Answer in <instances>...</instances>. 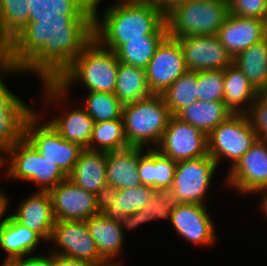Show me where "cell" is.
Wrapping results in <instances>:
<instances>
[{
	"label": "cell",
	"instance_id": "1",
	"mask_svg": "<svg viewBox=\"0 0 267 266\" xmlns=\"http://www.w3.org/2000/svg\"><path fill=\"white\" fill-rule=\"evenodd\" d=\"M94 16H49L29 21L6 46L11 68L56 82L94 39Z\"/></svg>",
	"mask_w": 267,
	"mask_h": 266
},
{
	"label": "cell",
	"instance_id": "2",
	"mask_svg": "<svg viewBox=\"0 0 267 266\" xmlns=\"http://www.w3.org/2000/svg\"><path fill=\"white\" fill-rule=\"evenodd\" d=\"M118 2V3H117ZM100 1H93L94 39L104 48L115 51L128 39L149 34H168L165 12L154 0H119L107 6L99 18Z\"/></svg>",
	"mask_w": 267,
	"mask_h": 266
},
{
	"label": "cell",
	"instance_id": "3",
	"mask_svg": "<svg viewBox=\"0 0 267 266\" xmlns=\"http://www.w3.org/2000/svg\"><path fill=\"white\" fill-rule=\"evenodd\" d=\"M118 67L116 53L93 39L56 82H42V103L50 107L60 101L66 104L63 107L71 106L69 91L77 82L84 84L87 91L114 93Z\"/></svg>",
	"mask_w": 267,
	"mask_h": 266
},
{
	"label": "cell",
	"instance_id": "4",
	"mask_svg": "<svg viewBox=\"0 0 267 266\" xmlns=\"http://www.w3.org/2000/svg\"><path fill=\"white\" fill-rule=\"evenodd\" d=\"M171 116L161 94H152L136 102L124 104L122 118L129 146L156 148Z\"/></svg>",
	"mask_w": 267,
	"mask_h": 266
},
{
	"label": "cell",
	"instance_id": "5",
	"mask_svg": "<svg viewBox=\"0 0 267 266\" xmlns=\"http://www.w3.org/2000/svg\"><path fill=\"white\" fill-rule=\"evenodd\" d=\"M228 14V0L179 2L165 13L168 35L174 38L217 35Z\"/></svg>",
	"mask_w": 267,
	"mask_h": 266
},
{
	"label": "cell",
	"instance_id": "6",
	"mask_svg": "<svg viewBox=\"0 0 267 266\" xmlns=\"http://www.w3.org/2000/svg\"><path fill=\"white\" fill-rule=\"evenodd\" d=\"M4 155V156H3ZM6 164V176L10 179L36 184V191L49 192L68 176L53 162L44 158L23 137L1 155V168Z\"/></svg>",
	"mask_w": 267,
	"mask_h": 266
},
{
	"label": "cell",
	"instance_id": "7",
	"mask_svg": "<svg viewBox=\"0 0 267 266\" xmlns=\"http://www.w3.org/2000/svg\"><path fill=\"white\" fill-rule=\"evenodd\" d=\"M41 114L35 110L27 118L24 137L44 158L56 164L68 176L84 148L66 141L49 121L44 122V114Z\"/></svg>",
	"mask_w": 267,
	"mask_h": 266
},
{
	"label": "cell",
	"instance_id": "8",
	"mask_svg": "<svg viewBox=\"0 0 267 266\" xmlns=\"http://www.w3.org/2000/svg\"><path fill=\"white\" fill-rule=\"evenodd\" d=\"M208 155L219 167L221 158L228 159L231 169L258 141L259 137L245 113H233L208 135Z\"/></svg>",
	"mask_w": 267,
	"mask_h": 266
},
{
	"label": "cell",
	"instance_id": "9",
	"mask_svg": "<svg viewBox=\"0 0 267 266\" xmlns=\"http://www.w3.org/2000/svg\"><path fill=\"white\" fill-rule=\"evenodd\" d=\"M217 167L210 155L177 161L171 189L180 203L205 205L206 194Z\"/></svg>",
	"mask_w": 267,
	"mask_h": 266
},
{
	"label": "cell",
	"instance_id": "10",
	"mask_svg": "<svg viewBox=\"0 0 267 266\" xmlns=\"http://www.w3.org/2000/svg\"><path fill=\"white\" fill-rule=\"evenodd\" d=\"M227 173L226 187L240 195L261 193L267 188V140L258 139Z\"/></svg>",
	"mask_w": 267,
	"mask_h": 266
},
{
	"label": "cell",
	"instance_id": "11",
	"mask_svg": "<svg viewBox=\"0 0 267 266\" xmlns=\"http://www.w3.org/2000/svg\"><path fill=\"white\" fill-rule=\"evenodd\" d=\"M155 149L176 162L195 159L208 155V139L200 129L172 115Z\"/></svg>",
	"mask_w": 267,
	"mask_h": 266
},
{
	"label": "cell",
	"instance_id": "12",
	"mask_svg": "<svg viewBox=\"0 0 267 266\" xmlns=\"http://www.w3.org/2000/svg\"><path fill=\"white\" fill-rule=\"evenodd\" d=\"M187 70L178 39L167 35L145 68L151 93L162 94Z\"/></svg>",
	"mask_w": 267,
	"mask_h": 266
},
{
	"label": "cell",
	"instance_id": "13",
	"mask_svg": "<svg viewBox=\"0 0 267 266\" xmlns=\"http://www.w3.org/2000/svg\"><path fill=\"white\" fill-rule=\"evenodd\" d=\"M57 249L49 251L91 264L105 261L99 254L86 221H55L49 243ZM55 242V243H54Z\"/></svg>",
	"mask_w": 267,
	"mask_h": 266
},
{
	"label": "cell",
	"instance_id": "14",
	"mask_svg": "<svg viewBox=\"0 0 267 266\" xmlns=\"http://www.w3.org/2000/svg\"><path fill=\"white\" fill-rule=\"evenodd\" d=\"M186 68L190 71L225 70L233 58L217 35H197L177 38Z\"/></svg>",
	"mask_w": 267,
	"mask_h": 266
},
{
	"label": "cell",
	"instance_id": "15",
	"mask_svg": "<svg viewBox=\"0 0 267 266\" xmlns=\"http://www.w3.org/2000/svg\"><path fill=\"white\" fill-rule=\"evenodd\" d=\"M56 221H86L98 213L95 194L85 191L69 178L49 191Z\"/></svg>",
	"mask_w": 267,
	"mask_h": 266
},
{
	"label": "cell",
	"instance_id": "16",
	"mask_svg": "<svg viewBox=\"0 0 267 266\" xmlns=\"http://www.w3.org/2000/svg\"><path fill=\"white\" fill-rule=\"evenodd\" d=\"M174 230L193 245L211 246L217 241L216 229L206 205L181 203L171 212Z\"/></svg>",
	"mask_w": 267,
	"mask_h": 266
},
{
	"label": "cell",
	"instance_id": "17",
	"mask_svg": "<svg viewBox=\"0 0 267 266\" xmlns=\"http://www.w3.org/2000/svg\"><path fill=\"white\" fill-rule=\"evenodd\" d=\"M34 111L0 79V155L24 137L25 122Z\"/></svg>",
	"mask_w": 267,
	"mask_h": 266
},
{
	"label": "cell",
	"instance_id": "18",
	"mask_svg": "<svg viewBox=\"0 0 267 266\" xmlns=\"http://www.w3.org/2000/svg\"><path fill=\"white\" fill-rule=\"evenodd\" d=\"M217 36L229 55L234 58L243 50L267 37V24L262 19L228 14Z\"/></svg>",
	"mask_w": 267,
	"mask_h": 266
},
{
	"label": "cell",
	"instance_id": "19",
	"mask_svg": "<svg viewBox=\"0 0 267 266\" xmlns=\"http://www.w3.org/2000/svg\"><path fill=\"white\" fill-rule=\"evenodd\" d=\"M9 214L16 222L37 233L45 242L51 238L55 218L49 192L35 191Z\"/></svg>",
	"mask_w": 267,
	"mask_h": 266
},
{
	"label": "cell",
	"instance_id": "20",
	"mask_svg": "<svg viewBox=\"0 0 267 266\" xmlns=\"http://www.w3.org/2000/svg\"><path fill=\"white\" fill-rule=\"evenodd\" d=\"M138 147V172L143 185L156 189L171 188L176 161L161 154L157 149Z\"/></svg>",
	"mask_w": 267,
	"mask_h": 266
},
{
	"label": "cell",
	"instance_id": "21",
	"mask_svg": "<svg viewBox=\"0 0 267 266\" xmlns=\"http://www.w3.org/2000/svg\"><path fill=\"white\" fill-rule=\"evenodd\" d=\"M107 153L83 149L68 178L85 191L96 192L107 184Z\"/></svg>",
	"mask_w": 267,
	"mask_h": 266
},
{
	"label": "cell",
	"instance_id": "22",
	"mask_svg": "<svg viewBox=\"0 0 267 266\" xmlns=\"http://www.w3.org/2000/svg\"><path fill=\"white\" fill-rule=\"evenodd\" d=\"M86 225L100 256L105 261H115L122 255L125 237L120 222L99 213L86 220Z\"/></svg>",
	"mask_w": 267,
	"mask_h": 266
},
{
	"label": "cell",
	"instance_id": "23",
	"mask_svg": "<svg viewBox=\"0 0 267 266\" xmlns=\"http://www.w3.org/2000/svg\"><path fill=\"white\" fill-rule=\"evenodd\" d=\"M106 179L107 184L117 189L142 185L138 172V147L107 152Z\"/></svg>",
	"mask_w": 267,
	"mask_h": 266
},
{
	"label": "cell",
	"instance_id": "24",
	"mask_svg": "<svg viewBox=\"0 0 267 266\" xmlns=\"http://www.w3.org/2000/svg\"><path fill=\"white\" fill-rule=\"evenodd\" d=\"M179 199L175 196L171 188L156 189L150 200L139 211L124 215L121 219V229L135 230L140 225L157 219H168L170 221L171 212L180 205Z\"/></svg>",
	"mask_w": 267,
	"mask_h": 266
},
{
	"label": "cell",
	"instance_id": "25",
	"mask_svg": "<svg viewBox=\"0 0 267 266\" xmlns=\"http://www.w3.org/2000/svg\"><path fill=\"white\" fill-rule=\"evenodd\" d=\"M42 238L18 222L10 215L0 230V249L7 253L5 260H21L33 256Z\"/></svg>",
	"mask_w": 267,
	"mask_h": 266
},
{
	"label": "cell",
	"instance_id": "26",
	"mask_svg": "<svg viewBox=\"0 0 267 266\" xmlns=\"http://www.w3.org/2000/svg\"><path fill=\"white\" fill-rule=\"evenodd\" d=\"M257 94L248 78L233 62L224 70L223 102L232 113L246 114Z\"/></svg>",
	"mask_w": 267,
	"mask_h": 266
},
{
	"label": "cell",
	"instance_id": "27",
	"mask_svg": "<svg viewBox=\"0 0 267 266\" xmlns=\"http://www.w3.org/2000/svg\"><path fill=\"white\" fill-rule=\"evenodd\" d=\"M68 108H64L65 113L48 121L66 141L77 143L84 149L88 148L95 122L83 107Z\"/></svg>",
	"mask_w": 267,
	"mask_h": 266
},
{
	"label": "cell",
	"instance_id": "28",
	"mask_svg": "<svg viewBox=\"0 0 267 266\" xmlns=\"http://www.w3.org/2000/svg\"><path fill=\"white\" fill-rule=\"evenodd\" d=\"M233 113L223 101H195L181 109L175 116L208 135Z\"/></svg>",
	"mask_w": 267,
	"mask_h": 266
},
{
	"label": "cell",
	"instance_id": "29",
	"mask_svg": "<svg viewBox=\"0 0 267 266\" xmlns=\"http://www.w3.org/2000/svg\"><path fill=\"white\" fill-rule=\"evenodd\" d=\"M257 92H267V37L233 58Z\"/></svg>",
	"mask_w": 267,
	"mask_h": 266
},
{
	"label": "cell",
	"instance_id": "30",
	"mask_svg": "<svg viewBox=\"0 0 267 266\" xmlns=\"http://www.w3.org/2000/svg\"><path fill=\"white\" fill-rule=\"evenodd\" d=\"M114 95L123 105L152 95L145 69L119 62Z\"/></svg>",
	"mask_w": 267,
	"mask_h": 266
},
{
	"label": "cell",
	"instance_id": "31",
	"mask_svg": "<svg viewBox=\"0 0 267 266\" xmlns=\"http://www.w3.org/2000/svg\"><path fill=\"white\" fill-rule=\"evenodd\" d=\"M31 0H0V45L7 46L29 22Z\"/></svg>",
	"mask_w": 267,
	"mask_h": 266
},
{
	"label": "cell",
	"instance_id": "32",
	"mask_svg": "<svg viewBox=\"0 0 267 266\" xmlns=\"http://www.w3.org/2000/svg\"><path fill=\"white\" fill-rule=\"evenodd\" d=\"M167 35L149 34L145 38L128 39V42L120 45L114 52L119 62L145 69Z\"/></svg>",
	"mask_w": 267,
	"mask_h": 266
},
{
	"label": "cell",
	"instance_id": "33",
	"mask_svg": "<svg viewBox=\"0 0 267 266\" xmlns=\"http://www.w3.org/2000/svg\"><path fill=\"white\" fill-rule=\"evenodd\" d=\"M93 0H31L29 21L49 16H94Z\"/></svg>",
	"mask_w": 267,
	"mask_h": 266
},
{
	"label": "cell",
	"instance_id": "34",
	"mask_svg": "<svg viewBox=\"0 0 267 266\" xmlns=\"http://www.w3.org/2000/svg\"><path fill=\"white\" fill-rule=\"evenodd\" d=\"M155 189L146 185L118 189L112 204L102 213L108 219L120 222L124 215L133 214L143 208Z\"/></svg>",
	"mask_w": 267,
	"mask_h": 266
},
{
	"label": "cell",
	"instance_id": "35",
	"mask_svg": "<svg viewBox=\"0 0 267 266\" xmlns=\"http://www.w3.org/2000/svg\"><path fill=\"white\" fill-rule=\"evenodd\" d=\"M130 147L124 132L123 118L94 123L87 149L113 152Z\"/></svg>",
	"mask_w": 267,
	"mask_h": 266
},
{
	"label": "cell",
	"instance_id": "36",
	"mask_svg": "<svg viewBox=\"0 0 267 266\" xmlns=\"http://www.w3.org/2000/svg\"><path fill=\"white\" fill-rule=\"evenodd\" d=\"M172 115L198 100L197 72L187 70L162 94Z\"/></svg>",
	"mask_w": 267,
	"mask_h": 266
},
{
	"label": "cell",
	"instance_id": "37",
	"mask_svg": "<svg viewBox=\"0 0 267 266\" xmlns=\"http://www.w3.org/2000/svg\"><path fill=\"white\" fill-rule=\"evenodd\" d=\"M83 108L98 123L120 119L123 104L114 93L89 91Z\"/></svg>",
	"mask_w": 267,
	"mask_h": 266
},
{
	"label": "cell",
	"instance_id": "38",
	"mask_svg": "<svg viewBox=\"0 0 267 266\" xmlns=\"http://www.w3.org/2000/svg\"><path fill=\"white\" fill-rule=\"evenodd\" d=\"M198 100L223 101L224 70L197 72Z\"/></svg>",
	"mask_w": 267,
	"mask_h": 266
},
{
	"label": "cell",
	"instance_id": "39",
	"mask_svg": "<svg viewBox=\"0 0 267 266\" xmlns=\"http://www.w3.org/2000/svg\"><path fill=\"white\" fill-rule=\"evenodd\" d=\"M230 15L267 20V0H228Z\"/></svg>",
	"mask_w": 267,
	"mask_h": 266
},
{
	"label": "cell",
	"instance_id": "40",
	"mask_svg": "<svg viewBox=\"0 0 267 266\" xmlns=\"http://www.w3.org/2000/svg\"><path fill=\"white\" fill-rule=\"evenodd\" d=\"M246 114L259 139L267 140V92H258Z\"/></svg>",
	"mask_w": 267,
	"mask_h": 266
},
{
	"label": "cell",
	"instance_id": "41",
	"mask_svg": "<svg viewBox=\"0 0 267 266\" xmlns=\"http://www.w3.org/2000/svg\"><path fill=\"white\" fill-rule=\"evenodd\" d=\"M118 189L113 186L106 184L102 186L95 194L96 207L98 213H103L116 198Z\"/></svg>",
	"mask_w": 267,
	"mask_h": 266
},
{
	"label": "cell",
	"instance_id": "42",
	"mask_svg": "<svg viewBox=\"0 0 267 266\" xmlns=\"http://www.w3.org/2000/svg\"><path fill=\"white\" fill-rule=\"evenodd\" d=\"M11 73L19 74V73H24V72L20 68H11L8 57H7L6 47L0 45V79L4 75H7V76L8 74L12 75Z\"/></svg>",
	"mask_w": 267,
	"mask_h": 266
},
{
	"label": "cell",
	"instance_id": "43",
	"mask_svg": "<svg viewBox=\"0 0 267 266\" xmlns=\"http://www.w3.org/2000/svg\"><path fill=\"white\" fill-rule=\"evenodd\" d=\"M86 261L73 259L60 254H52V266H91Z\"/></svg>",
	"mask_w": 267,
	"mask_h": 266
},
{
	"label": "cell",
	"instance_id": "44",
	"mask_svg": "<svg viewBox=\"0 0 267 266\" xmlns=\"http://www.w3.org/2000/svg\"><path fill=\"white\" fill-rule=\"evenodd\" d=\"M46 253L25 258V266H52V253Z\"/></svg>",
	"mask_w": 267,
	"mask_h": 266
},
{
	"label": "cell",
	"instance_id": "45",
	"mask_svg": "<svg viewBox=\"0 0 267 266\" xmlns=\"http://www.w3.org/2000/svg\"><path fill=\"white\" fill-rule=\"evenodd\" d=\"M9 202V197H7V195L0 189V230L5 226L9 217V215L3 217L10 205Z\"/></svg>",
	"mask_w": 267,
	"mask_h": 266
},
{
	"label": "cell",
	"instance_id": "46",
	"mask_svg": "<svg viewBox=\"0 0 267 266\" xmlns=\"http://www.w3.org/2000/svg\"><path fill=\"white\" fill-rule=\"evenodd\" d=\"M154 1L166 13L175 4L185 0H154Z\"/></svg>",
	"mask_w": 267,
	"mask_h": 266
},
{
	"label": "cell",
	"instance_id": "47",
	"mask_svg": "<svg viewBox=\"0 0 267 266\" xmlns=\"http://www.w3.org/2000/svg\"><path fill=\"white\" fill-rule=\"evenodd\" d=\"M262 193L260 194H263V196H261V202L258 203L260 204V210L262 211V213L267 217V188L263 189L261 191Z\"/></svg>",
	"mask_w": 267,
	"mask_h": 266
},
{
	"label": "cell",
	"instance_id": "48",
	"mask_svg": "<svg viewBox=\"0 0 267 266\" xmlns=\"http://www.w3.org/2000/svg\"><path fill=\"white\" fill-rule=\"evenodd\" d=\"M1 266H25V259H21V260H5L4 259Z\"/></svg>",
	"mask_w": 267,
	"mask_h": 266
},
{
	"label": "cell",
	"instance_id": "49",
	"mask_svg": "<svg viewBox=\"0 0 267 266\" xmlns=\"http://www.w3.org/2000/svg\"><path fill=\"white\" fill-rule=\"evenodd\" d=\"M122 263L119 261H103L100 263L92 264L91 266H121Z\"/></svg>",
	"mask_w": 267,
	"mask_h": 266
}]
</instances>
